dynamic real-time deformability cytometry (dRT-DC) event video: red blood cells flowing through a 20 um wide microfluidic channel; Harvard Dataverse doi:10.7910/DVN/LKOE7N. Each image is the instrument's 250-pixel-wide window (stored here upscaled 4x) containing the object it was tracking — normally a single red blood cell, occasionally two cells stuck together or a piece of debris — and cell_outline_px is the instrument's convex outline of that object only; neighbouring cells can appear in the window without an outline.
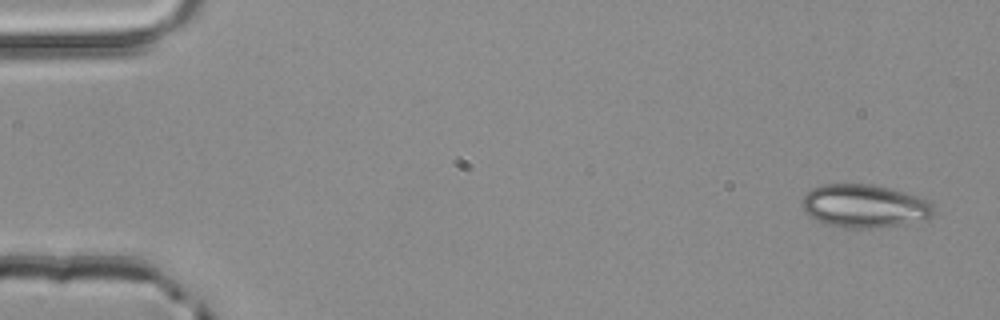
{"species": "common noctule bat (a hibernating species)", "species_latin": "Nyctalus noctula", "temperature_condition": "room temperature", "stored_images_in_passage": 4, "segment_of_instrument_passage": [2, 2], "camera_frame_rate_fps": 3000, "um_per_image_px": 0.085, "animal": {"sex": "male", "body_mass_g": 20.4}, "frame": {"image": 1, "passage_image": 4, "time_ms": 1.0, "image_size_px": [1000, 320], "cell_outline_px": [[936, 212], [932, 216], [924, 220], [876, 228], [844, 228], [824, 224], [808, 216], [804, 212], [800, 204], [800, 200], [812, 188], [824, 184], [868, 184], [888, 188], [904, 192], [928, 200], [932, 204]], "centroid_in_image_um": [73.44, 17.52], "position_along_channel_um": 11.6, "area_um2": 33.35}}